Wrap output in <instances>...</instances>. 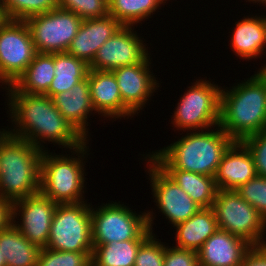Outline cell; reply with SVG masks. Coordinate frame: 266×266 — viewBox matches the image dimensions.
I'll return each instance as SVG.
<instances>
[{"mask_svg":"<svg viewBox=\"0 0 266 266\" xmlns=\"http://www.w3.org/2000/svg\"><path fill=\"white\" fill-rule=\"evenodd\" d=\"M5 88L8 112L15 125L6 130L9 134L29 141L41 151H46L41 144L47 141L70 150L86 142L58 111L51 97L17 92L11 86Z\"/></svg>","mask_w":266,"mask_h":266,"instance_id":"6da1fadb","label":"cell"},{"mask_svg":"<svg viewBox=\"0 0 266 266\" xmlns=\"http://www.w3.org/2000/svg\"><path fill=\"white\" fill-rule=\"evenodd\" d=\"M244 81L221 89L219 127L233 141L266 129V72L259 69Z\"/></svg>","mask_w":266,"mask_h":266,"instance_id":"7a4b0ae2","label":"cell"},{"mask_svg":"<svg viewBox=\"0 0 266 266\" xmlns=\"http://www.w3.org/2000/svg\"><path fill=\"white\" fill-rule=\"evenodd\" d=\"M214 129L187 131L178 141L146 156L162 170H183L215 177L225 151L234 141L219 125Z\"/></svg>","mask_w":266,"mask_h":266,"instance_id":"3957f363","label":"cell"},{"mask_svg":"<svg viewBox=\"0 0 266 266\" xmlns=\"http://www.w3.org/2000/svg\"><path fill=\"white\" fill-rule=\"evenodd\" d=\"M43 151L0 130V197L13 203L39 193Z\"/></svg>","mask_w":266,"mask_h":266,"instance_id":"277c9868","label":"cell"},{"mask_svg":"<svg viewBox=\"0 0 266 266\" xmlns=\"http://www.w3.org/2000/svg\"><path fill=\"white\" fill-rule=\"evenodd\" d=\"M88 143L87 140L71 150V153L74 151L71 155L76 154L77 157L43 151L40 164L41 194L57 204L84 202V155H89Z\"/></svg>","mask_w":266,"mask_h":266,"instance_id":"5b68a950","label":"cell"},{"mask_svg":"<svg viewBox=\"0 0 266 266\" xmlns=\"http://www.w3.org/2000/svg\"><path fill=\"white\" fill-rule=\"evenodd\" d=\"M104 205V206H103ZM153 211L137 214L131 208L111 201L95 209L91 206L93 245L127 240H145L153 233Z\"/></svg>","mask_w":266,"mask_h":266,"instance_id":"8992f818","label":"cell"},{"mask_svg":"<svg viewBox=\"0 0 266 266\" xmlns=\"http://www.w3.org/2000/svg\"><path fill=\"white\" fill-rule=\"evenodd\" d=\"M91 205L86 201L58 204L46 248L57 251L92 252Z\"/></svg>","mask_w":266,"mask_h":266,"instance_id":"52a82bcc","label":"cell"},{"mask_svg":"<svg viewBox=\"0 0 266 266\" xmlns=\"http://www.w3.org/2000/svg\"><path fill=\"white\" fill-rule=\"evenodd\" d=\"M180 102L172 116V124L184 132L201 131L219 125L221 89L218 85L204 79H197Z\"/></svg>","mask_w":266,"mask_h":266,"instance_id":"ba28073f","label":"cell"},{"mask_svg":"<svg viewBox=\"0 0 266 266\" xmlns=\"http://www.w3.org/2000/svg\"><path fill=\"white\" fill-rule=\"evenodd\" d=\"M212 209L219 229L245 239L252 246H262L266 220L235 190H218Z\"/></svg>","mask_w":266,"mask_h":266,"instance_id":"9c48e42d","label":"cell"},{"mask_svg":"<svg viewBox=\"0 0 266 266\" xmlns=\"http://www.w3.org/2000/svg\"><path fill=\"white\" fill-rule=\"evenodd\" d=\"M37 54L25 20L0 19V83L12 86Z\"/></svg>","mask_w":266,"mask_h":266,"instance_id":"30bf717a","label":"cell"},{"mask_svg":"<svg viewBox=\"0 0 266 266\" xmlns=\"http://www.w3.org/2000/svg\"><path fill=\"white\" fill-rule=\"evenodd\" d=\"M82 21L72 11L61 8L25 19L37 53L48 54L67 52Z\"/></svg>","mask_w":266,"mask_h":266,"instance_id":"8fae6325","label":"cell"},{"mask_svg":"<svg viewBox=\"0 0 266 266\" xmlns=\"http://www.w3.org/2000/svg\"><path fill=\"white\" fill-rule=\"evenodd\" d=\"M144 159L148 162L147 167L149 166L147 172L154 202L169 223L174 227L192 217L201 207L151 158L145 156Z\"/></svg>","mask_w":266,"mask_h":266,"instance_id":"7c38bea8","label":"cell"},{"mask_svg":"<svg viewBox=\"0 0 266 266\" xmlns=\"http://www.w3.org/2000/svg\"><path fill=\"white\" fill-rule=\"evenodd\" d=\"M133 28V29H132ZM122 26L96 52L89 69L112 71L146 60L149 56L146 44L137 35L134 26Z\"/></svg>","mask_w":266,"mask_h":266,"instance_id":"4fadbf2b","label":"cell"},{"mask_svg":"<svg viewBox=\"0 0 266 266\" xmlns=\"http://www.w3.org/2000/svg\"><path fill=\"white\" fill-rule=\"evenodd\" d=\"M57 205L40 192L15 201L12 203V223L31 243L46 248ZM17 215H21L20 224L16 221Z\"/></svg>","mask_w":266,"mask_h":266,"instance_id":"5bb4252c","label":"cell"},{"mask_svg":"<svg viewBox=\"0 0 266 266\" xmlns=\"http://www.w3.org/2000/svg\"><path fill=\"white\" fill-rule=\"evenodd\" d=\"M150 60V61H149ZM150 56L146 60L131 66L113 69L123 104L135 115L142 110L159 87L155 75L151 72Z\"/></svg>","mask_w":266,"mask_h":266,"instance_id":"9a60e30c","label":"cell"},{"mask_svg":"<svg viewBox=\"0 0 266 266\" xmlns=\"http://www.w3.org/2000/svg\"><path fill=\"white\" fill-rule=\"evenodd\" d=\"M253 246L245 239L218 229L197 251L200 266H240Z\"/></svg>","mask_w":266,"mask_h":266,"instance_id":"2e32d148","label":"cell"},{"mask_svg":"<svg viewBox=\"0 0 266 266\" xmlns=\"http://www.w3.org/2000/svg\"><path fill=\"white\" fill-rule=\"evenodd\" d=\"M256 176L251 152L242 141H234L225 151L214 179L218 190H237Z\"/></svg>","mask_w":266,"mask_h":266,"instance_id":"e0dca14e","label":"cell"},{"mask_svg":"<svg viewBox=\"0 0 266 266\" xmlns=\"http://www.w3.org/2000/svg\"><path fill=\"white\" fill-rule=\"evenodd\" d=\"M121 27L109 14L100 18L84 19L67 53L90 65L97 50Z\"/></svg>","mask_w":266,"mask_h":266,"instance_id":"ac0fdd59","label":"cell"},{"mask_svg":"<svg viewBox=\"0 0 266 266\" xmlns=\"http://www.w3.org/2000/svg\"><path fill=\"white\" fill-rule=\"evenodd\" d=\"M91 102L95 112L105 118L133 117V113L123 104L119 86L112 71L89 69Z\"/></svg>","mask_w":266,"mask_h":266,"instance_id":"d6986e66","label":"cell"},{"mask_svg":"<svg viewBox=\"0 0 266 266\" xmlns=\"http://www.w3.org/2000/svg\"><path fill=\"white\" fill-rule=\"evenodd\" d=\"M54 105L73 128L87 141L88 115L95 112L90 96L88 76L74 85L71 90L52 97ZM91 113V114H89Z\"/></svg>","mask_w":266,"mask_h":266,"instance_id":"ffe728a7","label":"cell"},{"mask_svg":"<svg viewBox=\"0 0 266 266\" xmlns=\"http://www.w3.org/2000/svg\"><path fill=\"white\" fill-rule=\"evenodd\" d=\"M235 26L230 38L233 53L248 61L260 58L266 48V16L244 17Z\"/></svg>","mask_w":266,"mask_h":266,"instance_id":"44dd1931","label":"cell"},{"mask_svg":"<svg viewBox=\"0 0 266 266\" xmlns=\"http://www.w3.org/2000/svg\"><path fill=\"white\" fill-rule=\"evenodd\" d=\"M176 247L198 251L219 228L212 207L200 208L192 217L176 224Z\"/></svg>","mask_w":266,"mask_h":266,"instance_id":"7402d4cb","label":"cell"},{"mask_svg":"<svg viewBox=\"0 0 266 266\" xmlns=\"http://www.w3.org/2000/svg\"><path fill=\"white\" fill-rule=\"evenodd\" d=\"M54 72V53H37L11 87L17 92L44 95L55 77Z\"/></svg>","mask_w":266,"mask_h":266,"instance_id":"603a6c76","label":"cell"},{"mask_svg":"<svg viewBox=\"0 0 266 266\" xmlns=\"http://www.w3.org/2000/svg\"><path fill=\"white\" fill-rule=\"evenodd\" d=\"M0 251L5 256L6 266H37L40 248L11 223L0 230Z\"/></svg>","mask_w":266,"mask_h":266,"instance_id":"cb8c5ba5","label":"cell"},{"mask_svg":"<svg viewBox=\"0 0 266 266\" xmlns=\"http://www.w3.org/2000/svg\"><path fill=\"white\" fill-rule=\"evenodd\" d=\"M55 77L44 94L53 97L71 88L87 77L89 65L67 52L54 53Z\"/></svg>","mask_w":266,"mask_h":266,"instance_id":"d4e9b609","label":"cell"},{"mask_svg":"<svg viewBox=\"0 0 266 266\" xmlns=\"http://www.w3.org/2000/svg\"><path fill=\"white\" fill-rule=\"evenodd\" d=\"M201 208L212 207L218 188L214 177L183 170H163Z\"/></svg>","mask_w":266,"mask_h":266,"instance_id":"484cf974","label":"cell"},{"mask_svg":"<svg viewBox=\"0 0 266 266\" xmlns=\"http://www.w3.org/2000/svg\"><path fill=\"white\" fill-rule=\"evenodd\" d=\"M144 240H127L93 245L91 266H134L136 254Z\"/></svg>","mask_w":266,"mask_h":266,"instance_id":"4316f807","label":"cell"},{"mask_svg":"<svg viewBox=\"0 0 266 266\" xmlns=\"http://www.w3.org/2000/svg\"><path fill=\"white\" fill-rule=\"evenodd\" d=\"M162 4V0H108V14L122 26L132 27L148 19Z\"/></svg>","mask_w":266,"mask_h":266,"instance_id":"83f0119b","label":"cell"},{"mask_svg":"<svg viewBox=\"0 0 266 266\" xmlns=\"http://www.w3.org/2000/svg\"><path fill=\"white\" fill-rule=\"evenodd\" d=\"M58 8V0H0L1 18L25 20Z\"/></svg>","mask_w":266,"mask_h":266,"instance_id":"f1b7e54d","label":"cell"},{"mask_svg":"<svg viewBox=\"0 0 266 266\" xmlns=\"http://www.w3.org/2000/svg\"><path fill=\"white\" fill-rule=\"evenodd\" d=\"M92 252L57 251L40 248L37 266H91Z\"/></svg>","mask_w":266,"mask_h":266,"instance_id":"f546056e","label":"cell"},{"mask_svg":"<svg viewBox=\"0 0 266 266\" xmlns=\"http://www.w3.org/2000/svg\"><path fill=\"white\" fill-rule=\"evenodd\" d=\"M58 8L72 11L82 20L106 16L108 0H58Z\"/></svg>","mask_w":266,"mask_h":266,"instance_id":"4dcf8cb0","label":"cell"},{"mask_svg":"<svg viewBox=\"0 0 266 266\" xmlns=\"http://www.w3.org/2000/svg\"><path fill=\"white\" fill-rule=\"evenodd\" d=\"M164 255L165 244L151 233L140 244L134 266H164Z\"/></svg>","mask_w":266,"mask_h":266,"instance_id":"1f68e13d","label":"cell"},{"mask_svg":"<svg viewBox=\"0 0 266 266\" xmlns=\"http://www.w3.org/2000/svg\"><path fill=\"white\" fill-rule=\"evenodd\" d=\"M266 220V178L256 176L235 190Z\"/></svg>","mask_w":266,"mask_h":266,"instance_id":"d6a6232c","label":"cell"},{"mask_svg":"<svg viewBox=\"0 0 266 266\" xmlns=\"http://www.w3.org/2000/svg\"><path fill=\"white\" fill-rule=\"evenodd\" d=\"M252 154L257 176L266 178V129L242 141Z\"/></svg>","mask_w":266,"mask_h":266,"instance_id":"836d02e7","label":"cell"},{"mask_svg":"<svg viewBox=\"0 0 266 266\" xmlns=\"http://www.w3.org/2000/svg\"><path fill=\"white\" fill-rule=\"evenodd\" d=\"M165 245L164 266H200L197 252Z\"/></svg>","mask_w":266,"mask_h":266,"instance_id":"e575fe53","label":"cell"},{"mask_svg":"<svg viewBox=\"0 0 266 266\" xmlns=\"http://www.w3.org/2000/svg\"><path fill=\"white\" fill-rule=\"evenodd\" d=\"M240 266H266V250L263 246H253L244 256Z\"/></svg>","mask_w":266,"mask_h":266,"instance_id":"d590c367","label":"cell"},{"mask_svg":"<svg viewBox=\"0 0 266 266\" xmlns=\"http://www.w3.org/2000/svg\"><path fill=\"white\" fill-rule=\"evenodd\" d=\"M12 223V203L0 197V230Z\"/></svg>","mask_w":266,"mask_h":266,"instance_id":"8d00e7d4","label":"cell"},{"mask_svg":"<svg viewBox=\"0 0 266 266\" xmlns=\"http://www.w3.org/2000/svg\"><path fill=\"white\" fill-rule=\"evenodd\" d=\"M0 266H6L5 256L0 251Z\"/></svg>","mask_w":266,"mask_h":266,"instance_id":"74e56055","label":"cell"},{"mask_svg":"<svg viewBox=\"0 0 266 266\" xmlns=\"http://www.w3.org/2000/svg\"><path fill=\"white\" fill-rule=\"evenodd\" d=\"M249 2H253V3H262L263 4V6H265L266 5V0H248ZM265 4V5H264Z\"/></svg>","mask_w":266,"mask_h":266,"instance_id":"f35d334b","label":"cell"},{"mask_svg":"<svg viewBox=\"0 0 266 266\" xmlns=\"http://www.w3.org/2000/svg\"><path fill=\"white\" fill-rule=\"evenodd\" d=\"M262 246H263L264 249L266 250V241L263 242Z\"/></svg>","mask_w":266,"mask_h":266,"instance_id":"ab89813d","label":"cell"},{"mask_svg":"<svg viewBox=\"0 0 266 266\" xmlns=\"http://www.w3.org/2000/svg\"><path fill=\"white\" fill-rule=\"evenodd\" d=\"M260 69H264L265 70V72H266V64L264 65V66H261V68Z\"/></svg>","mask_w":266,"mask_h":266,"instance_id":"60d3db41","label":"cell"}]
</instances>
